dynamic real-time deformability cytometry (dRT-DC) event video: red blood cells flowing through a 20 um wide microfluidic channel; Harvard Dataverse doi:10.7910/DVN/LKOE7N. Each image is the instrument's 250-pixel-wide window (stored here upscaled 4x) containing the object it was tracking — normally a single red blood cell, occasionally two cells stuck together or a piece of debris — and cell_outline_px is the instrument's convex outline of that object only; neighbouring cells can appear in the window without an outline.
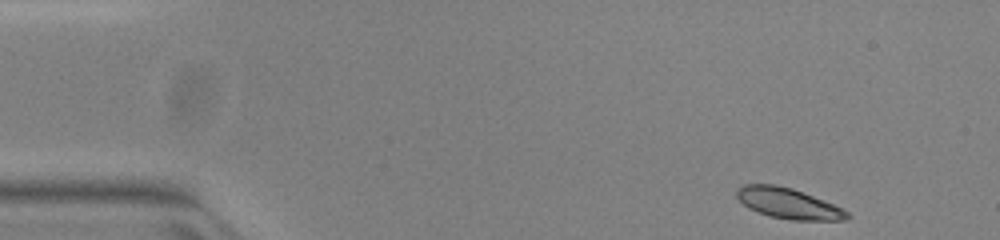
{"species": "common noctule bat (a hibernating species)", "species_latin": "Nyctalus noctula", "temperature_condition": "warm", "stored_images_in_passage": 49, "camera_frame_rate_fps": 3000, "um_per_image_px": 0.085, "animal": {"sex": "female", "body_mass_g": 23.0, "forearm_length_mm": 53.4}, "frame": {"image": 1, "passage_image": 1, "time_ms": 0.0, "image_size_px": [1000, 240], "cell_outline_px": [[852, 216], [848, 220], [792, 220], [768, 216], [748, 208], [736, 196], [736, 188], [744, 184], [776, 184], [792, 188], [832, 204], [848, 212]], "centroid_in_image_um": [66.98, 17.29], "position_along_channel_um": 18.0, "area_um2": 19.59}}
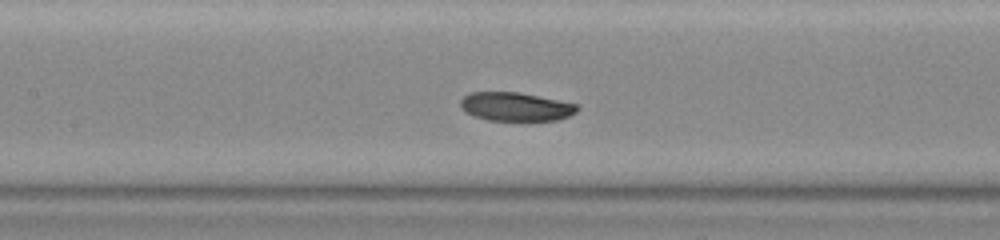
{"frame": {"image": 2, "passage_image": 20, "time_ms": 6.333, "image_size_px": [1000, 240], "cell_outline_px": [[580, 108], [576, 112], [568, 116], [556, 120], [488, 120], [464, 112], [460, 108], [460, 100], [464, 96], [472, 92], [520, 92], [580, 104]], "centroid_in_image_um": [43.85, 9.05], "position_along_channel_um": 163.5, "area_um2": 19.59}}
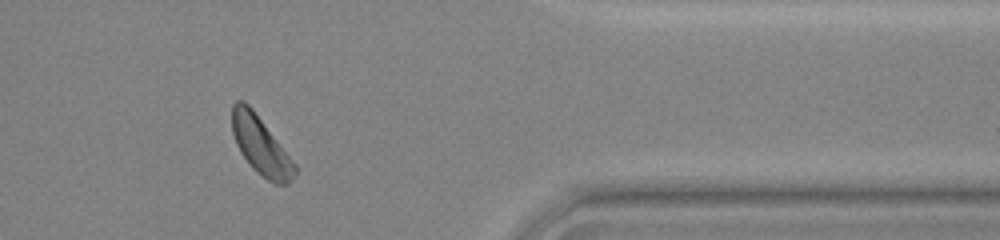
{"frame": {"image": 3, "passage_image": 39, "time_ms": 12.667, "image_size_px": [1000, 240], "cell_outline_px": [[296, 172], [292, 180], [288, 184], [276, 184], [268, 180], [252, 168], [240, 152], [236, 144], [232, 132], [232, 104], [236, 100], [244, 100], [252, 108], [296, 164]], "centroid_in_image_um": [22.15, 12.37], "position_along_channel_um": 389.2, "area_um2": 21.1}}